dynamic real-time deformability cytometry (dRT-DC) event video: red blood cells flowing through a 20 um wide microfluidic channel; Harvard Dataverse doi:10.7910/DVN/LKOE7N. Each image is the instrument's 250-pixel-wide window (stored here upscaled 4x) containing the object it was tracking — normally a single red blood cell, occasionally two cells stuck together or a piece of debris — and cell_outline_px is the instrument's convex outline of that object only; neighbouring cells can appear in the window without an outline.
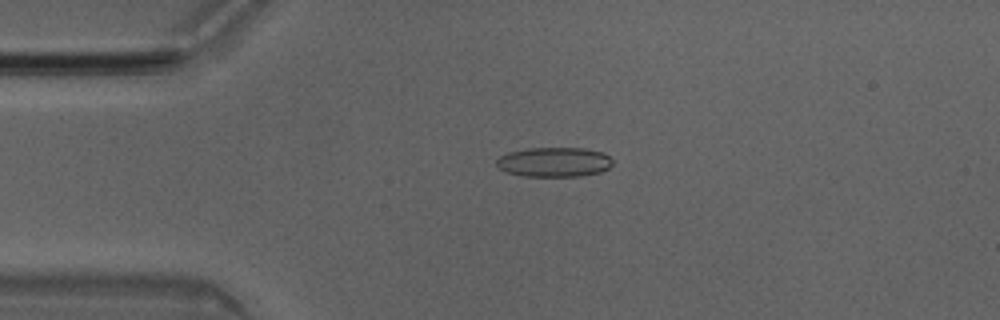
{"species": "Egyptian fruit bat (a non-hibernating species)", "species_latin": "Rousettus aegyptiacus", "temperature_condition": "room temperature", "stored_images_in_passage": 50, "camera_frame_rate_fps": 3000, "um_per_image_px": 0.085, "animal": {"sex": "male"}, "frame": {"image": 1, "passage_image": 11, "time_ms": 3.333, "image_size_px": [1000, 320], "cell_outline_px": [[612, 164], [608, 168], [600, 172], [580, 176], [524, 176], [504, 172], [496, 164], [496, 160], [500, 156], [508, 152], [528, 148], [584, 148], [604, 152], [612, 160]], "centroid_in_image_um": [47.09, 13.77], "position_along_channel_um": 37.9, "area_um2": 20.11}}
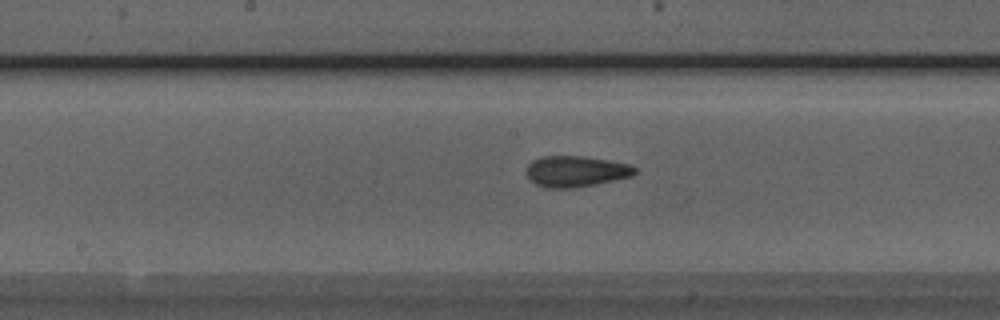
{"frame": {"image": 2, "passage_image": 25, "time_ms": 8.0, "image_size_px": [1000, 320], "cell_outline_px": [[636, 172], [632, 176], [596, 184], [572, 188], [548, 188], [536, 184], [528, 180], [528, 164], [532, 160], [540, 156], [584, 156], [632, 164], [636, 168]], "centroid_in_image_um": [48.96, 14.56], "position_along_channel_um": 199.2, "area_um2": 19.65}}
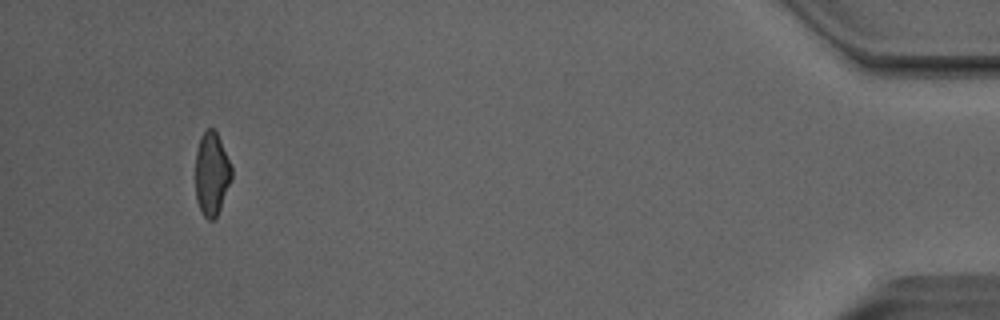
{"frame": {"image": 3, "passage_image": 47, "time_ms": 15.333, "image_size_px": [1000, 320], "cell_outline_px": [[232, 180], [220, 208], [216, 216], [212, 220], [208, 220], [200, 212], [196, 200], [196, 152], [200, 136], [208, 128], [216, 128], [232, 168]], "centroid_in_image_um": [18.0, 14.76], "position_along_channel_um": 417.2, "area_um2": 17.74}, "authors_computed_cell_mechanics": {"area_um2": 19.4208, "velocity_mm_per_s": 4.0433, "shape_relaxation_time_tau1_ms": 4.8766, "shape_relaxation_time_tau2_ms": 2.4392, "deformation_change_tau1": 0.1279, "deformation_change_tau2": 0.1012}}